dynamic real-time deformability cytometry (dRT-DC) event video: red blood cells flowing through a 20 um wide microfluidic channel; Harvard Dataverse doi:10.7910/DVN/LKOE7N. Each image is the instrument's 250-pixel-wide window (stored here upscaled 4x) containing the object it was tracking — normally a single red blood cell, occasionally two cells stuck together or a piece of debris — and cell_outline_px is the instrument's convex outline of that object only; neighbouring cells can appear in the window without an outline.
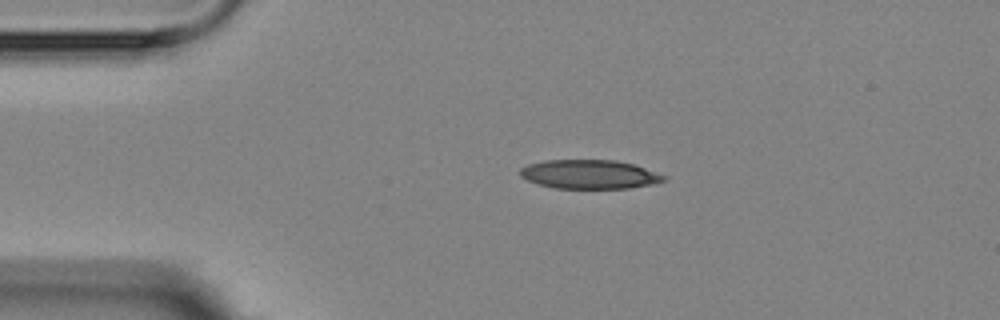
{"species": "Egyptian fruit bat (a non-hibernating species)", "species_latin": "Rousettus aegyptiacus", "temperature_condition": "room temperature", "stored_images_in_passage": 2, "camera_frame_rate_fps": 3000, "um_per_image_px": 0.085, "animal": {"sex": "female"}, "frame": {"image": 1, "passage_image": 1, "time_ms": 0.0, "image_size_px": [1000, 320], "cell_outline_px": [[668, 180], [656, 184], [628, 188], [552, 188], [536, 184], [520, 176], [520, 168], [528, 164], [544, 160], [616, 160], [632, 164], [668, 176]], "centroid_in_image_um": [50.12, 14.82], "position_along_channel_um": 34.9, "area_um2": 24.45}}